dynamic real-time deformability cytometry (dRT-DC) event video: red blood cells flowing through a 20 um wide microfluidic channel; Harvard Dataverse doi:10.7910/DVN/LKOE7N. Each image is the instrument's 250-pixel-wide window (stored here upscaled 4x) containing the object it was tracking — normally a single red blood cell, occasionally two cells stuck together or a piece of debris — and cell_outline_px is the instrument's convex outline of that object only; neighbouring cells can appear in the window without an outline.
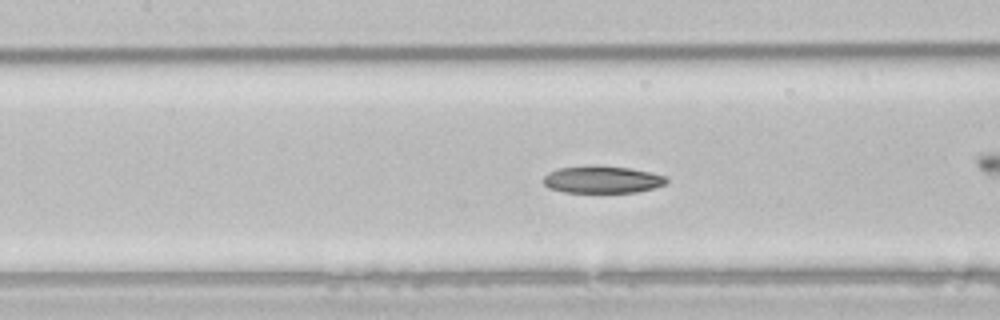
{"species": "common noctule bat (a hibernating species)", "species_latin": "Nyctalus noctula", "temperature_condition": "room temperature", "stored_images_in_passage": 51, "camera_frame_rate_fps": 3000, "um_per_image_px": 0.085, "animal": {"sex": "male", "body_mass_g": 21.5, "forearm_length_mm": 52.0}, "frame": {"image": 1, "passage_image": 22, "time_ms": 7.0, "image_size_px": [1000, 320], "cell_outline_px": [[668, 180], [664, 184], [652, 188], [636, 192], [564, 192], [548, 188], [544, 184], [544, 176], [548, 172], [556, 168], [628, 168], [652, 172], [664, 176]], "centroid_in_image_um": [51.18, 15.3], "position_along_channel_um": 156.2, "area_um2": 18.61}}
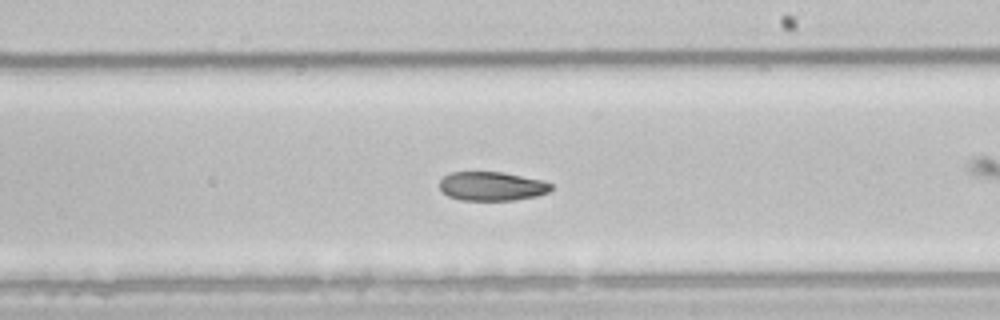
{"frame": {"image": 2, "passage_image": 29, "time_ms": 9.333, "image_size_px": [1000, 320], "cell_outline_px": [[552, 188], [548, 192], [536, 196], [516, 200], [460, 200], [448, 196], [440, 188], [440, 180], [444, 176], [452, 172], [500, 172], [544, 180], [552, 184]], "centroid_in_image_um": [41.82, 15.83], "position_along_channel_um": 247.2, "area_um2": 18.79}}
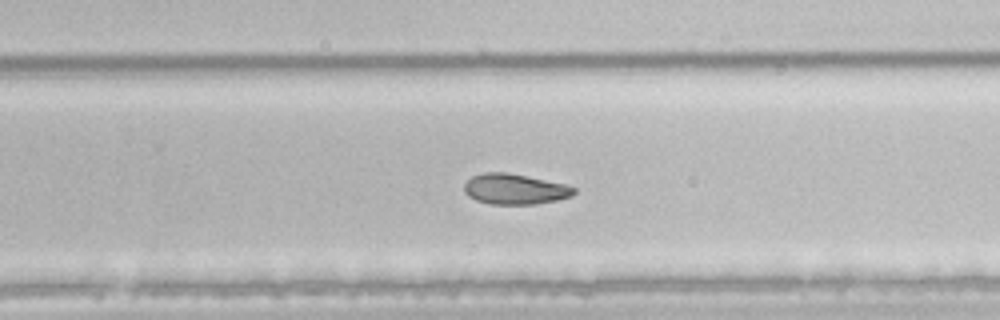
{"frame": {"image": 3, "passage_image": 32, "time_ms": 10.333, "image_size_px": [1000, 320], "cell_outline_px": [[576, 192], [572, 196], [556, 200], [536, 204], [492, 204], [476, 200], [468, 196], [464, 192], [464, 184], [472, 176], [484, 172], [504, 172], [528, 176], [564, 184], [576, 188]], "centroid_in_image_um": [43.75, 16.07], "position_along_channel_um": 286.1, "area_um2": 19.48}, "authors_computed_cell_mechanics": {"area_um2": 22.0796, "velocity_mm_per_s": 3.9107, "shape_relaxation_time_tau1_ms": null, "shape_relaxation_time_tau2_ms": 10.2266, "deformation_change_tau1": null, "deformation_change_tau2": 0.1632}}